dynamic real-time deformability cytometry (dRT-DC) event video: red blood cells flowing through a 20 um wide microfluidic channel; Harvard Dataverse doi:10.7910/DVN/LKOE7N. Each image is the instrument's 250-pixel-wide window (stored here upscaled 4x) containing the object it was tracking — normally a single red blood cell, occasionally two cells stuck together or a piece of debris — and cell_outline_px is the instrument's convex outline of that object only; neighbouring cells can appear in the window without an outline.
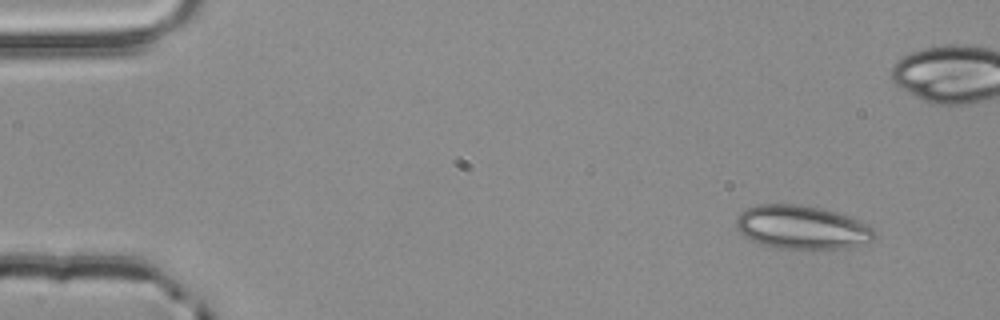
{"species": "common noctule bat (a hibernating species)", "species_latin": "Nyctalus noctula", "temperature_condition": "room temperature", "stored_images_in_passage": 5, "camera_frame_rate_fps": 3000, "um_per_image_px": 0.085, "animal": {"sex": "male", "body_mass_g": 20.4}, "frame": {"image": 1, "passage_image": 1, "time_ms": 0.0, "image_size_px": [1000, 320], "cell_outline_px": [[876, 236], [872, 240], [844, 248], [776, 248], [760, 244], [744, 236], [736, 228], [736, 216], [740, 212], [756, 204], [796, 204], [820, 208], [868, 224], [876, 232]], "centroid_in_image_um": [68.09, 19.32], "position_along_channel_um": 16.9, "area_um2": 34.68}}